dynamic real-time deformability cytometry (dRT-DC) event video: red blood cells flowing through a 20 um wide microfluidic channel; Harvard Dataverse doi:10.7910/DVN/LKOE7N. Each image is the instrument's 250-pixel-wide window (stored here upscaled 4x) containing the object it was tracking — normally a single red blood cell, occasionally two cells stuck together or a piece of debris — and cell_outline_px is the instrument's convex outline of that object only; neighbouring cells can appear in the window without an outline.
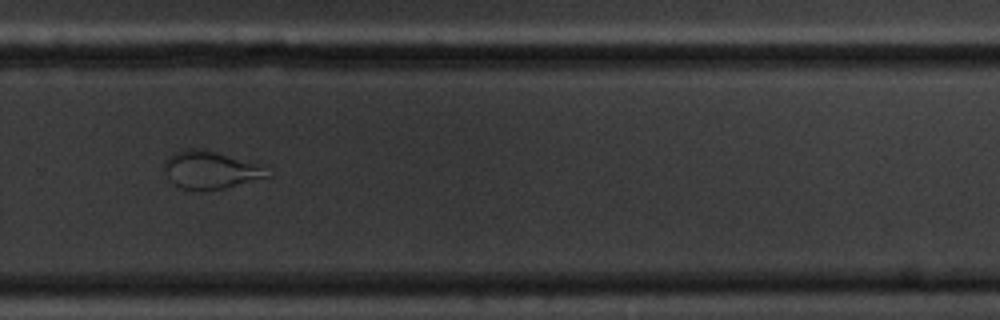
{"species": "common noctule bat (a hibernating species)", "species_latin": "Nyctalus noctula", "temperature_condition": "cold", "stored_images_in_passage": 13, "camera_frame_rate_fps": 3000, "um_per_image_px": 0.085, "animal": {"sex": "male", "body_mass_g": 20.1, "forearm_length_mm": 53.5}, "frame": {"image": 1, "passage_image": 8, "time_ms": 8.0, "image_size_px": [1000, 320], "cell_outline_px": [[272, 176], [224, 188], [184, 188], [176, 184], [172, 180], [164, 164], [164, 160], [168, 156], [184, 148], [204, 148], [268, 164]], "centroid_in_image_um": [18.07, 14.37], "position_along_channel_um": 311.7, "area_um2": 22.83}}